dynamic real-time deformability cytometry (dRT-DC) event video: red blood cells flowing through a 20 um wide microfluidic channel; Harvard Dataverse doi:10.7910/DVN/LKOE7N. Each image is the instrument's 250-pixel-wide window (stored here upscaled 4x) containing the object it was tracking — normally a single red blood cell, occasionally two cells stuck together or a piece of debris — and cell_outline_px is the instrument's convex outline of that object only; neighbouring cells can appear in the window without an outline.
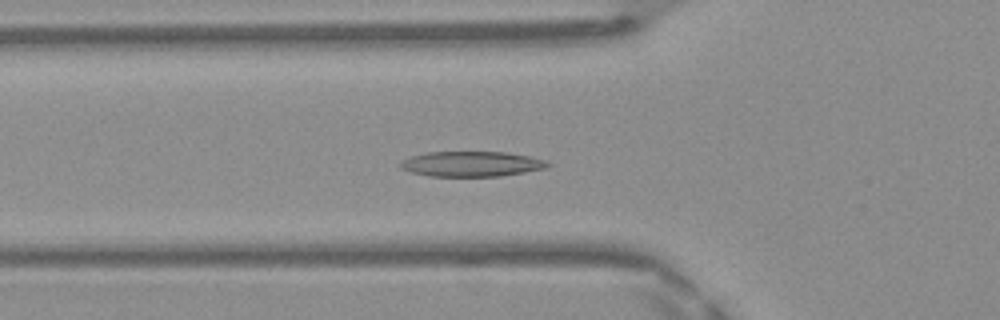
{"species": "Egyptian fruit bat (a non-hibernating species)", "species_latin": "Rousettus aegyptiacus", "temperature_condition": "warm", "stored_images_in_passage": 32, "camera_frame_rate_fps": 3000, "um_per_image_px": 0.085, "frame": {"image": 1, "passage_image": 7, "time_ms": 2.0, "image_size_px": [1000, 320], "cell_outline_px": [[552, 164], [548, 168], [500, 176], [428, 176], [412, 172], [400, 168], [400, 164], [404, 160], [412, 156], [428, 152], [508, 152], [548, 160]], "centroid_in_image_um": [40.15, 13.93], "position_along_channel_um": 85.7, "area_um2": 21.62}}
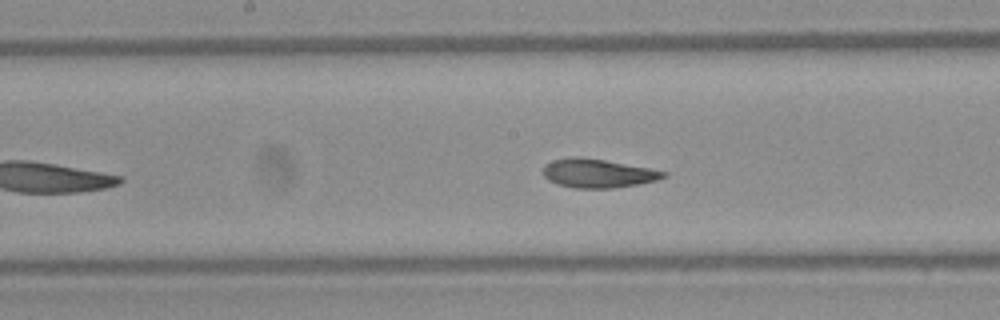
{"frame": {"image": 2, "passage_image": 15, "time_ms": 4.667, "image_size_px": [1000, 320], "cell_outline_px": [[668, 176], [656, 180], [636, 184], [612, 188], [576, 188], [556, 184], [548, 180], [544, 176], [544, 164], [552, 160], [568, 156], [580, 156], [604, 160], [648, 168], [668, 172]], "centroid_in_image_um": [50.77, 14.72], "position_along_channel_um": 197.4, "area_um2": 20.17}}
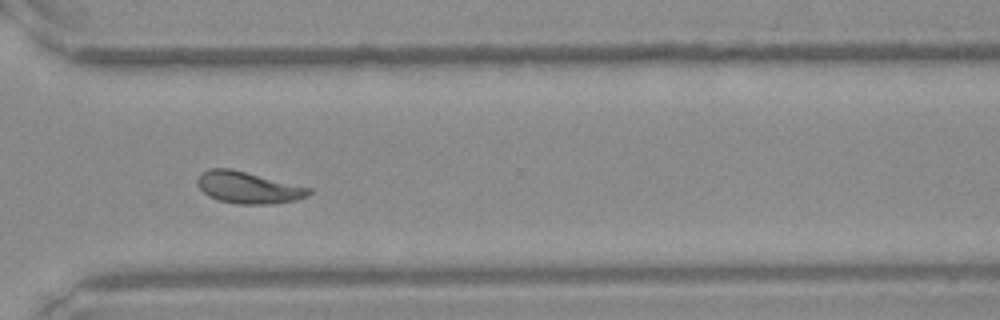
{"frame": {"image": 3, "passage_image": 26, "time_ms": 8.333, "image_size_px": [1000, 320], "cell_outline_px": [[312, 192], [296, 200], [272, 204], [236, 204], [220, 200], [208, 196], [196, 184], [196, 180], [208, 168], [228, 168], [312, 188]], "centroid_in_image_um": [21.08, 15.95], "position_along_channel_um": 349.5, "area_um2": 20.35}, "authors_computed_cell_mechanics": {"area_um2": 20.4612, "velocity_mm_per_s": 4.154, "shape_relaxation_time_tau1_ms": 3.3293, "shape_relaxation_time_tau2_ms": 1.5415, "deformation_change_tau1": 0.1545, "deformation_change_tau2": 0.0849}}